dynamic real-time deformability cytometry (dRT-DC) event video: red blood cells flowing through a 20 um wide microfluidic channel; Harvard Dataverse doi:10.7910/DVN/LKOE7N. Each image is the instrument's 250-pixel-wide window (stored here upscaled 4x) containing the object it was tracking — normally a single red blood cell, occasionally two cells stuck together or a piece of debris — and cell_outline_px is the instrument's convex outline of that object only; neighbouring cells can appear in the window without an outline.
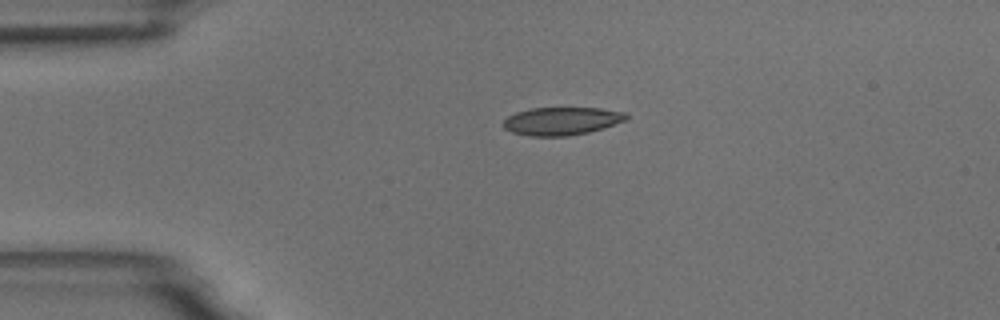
{"species": "common noctule bat (a hibernating species)", "species_latin": "Nyctalus noctula", "temperature_condition": "room temperature", "stored_images_in_passage": 2, "camera_frame_rate_fps": 3000, "um_per_image_px": 0.085, "animal": {"sex": "male", "body_mass_g": 18.8}, "frame": {"image": 1, "passage_image": 1, "time_ms": 0.0, "image_size_px": [1000, 320], "cell_outline_px": [[628, 120], [604, 128], [588, 132], [568, 136], [528, 136], [512, 132], [504, 128], [504, 120], [508, 116], [516, 112], [532, 108], [600, 108], [628, 112]], "centroid_in_image_um": [47.79, 10.29], "position_along_channel_um": 37.2, "area_um2": 20.17}}